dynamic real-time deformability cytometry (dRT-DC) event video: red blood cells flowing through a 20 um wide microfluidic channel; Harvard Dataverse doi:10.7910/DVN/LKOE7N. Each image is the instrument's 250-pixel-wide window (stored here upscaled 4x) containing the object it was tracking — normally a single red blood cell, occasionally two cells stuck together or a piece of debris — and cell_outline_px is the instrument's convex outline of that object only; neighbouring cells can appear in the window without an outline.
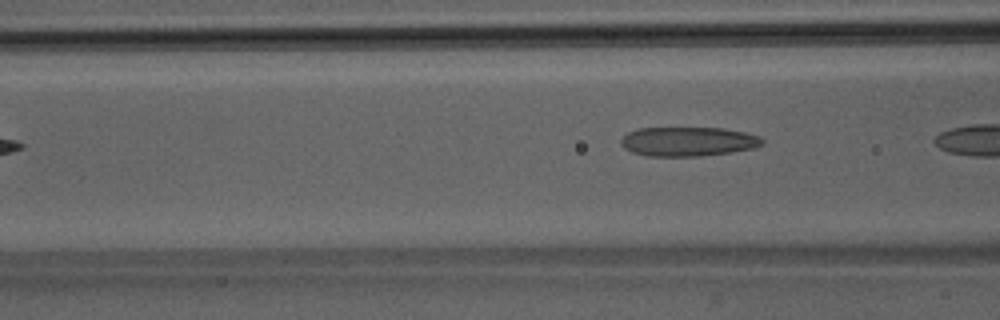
{"species": "Egyptian fruit bat (a non-hibernating species)", "species_latin": "Rousettus aegyptiacus", "temperature_condition": "room temperature", "stored_images_in_passage": 4, "camera_frame_rate_fps": 3000, "um_per_image_px": 0.085, "animal": {"sex": "male"}, "frame": {"image": 1, "passage_image": 4, "time_ms": 3.667, "image_size_px": [1000, 320], "cell_outline_px": [[764, 144], [752, 148], [732, 152], [700, 156], [648, 156], [632, 152], [624, 148], [620, 144], [620, 140], [628, 132], [636, 128], [724, 128], [744, 132], [760, 136], [764, 140]], "centroid_in_image_um": [58.48, 12.03], "position_along_channel_um": 108.1, "area_um2": 24.22}}